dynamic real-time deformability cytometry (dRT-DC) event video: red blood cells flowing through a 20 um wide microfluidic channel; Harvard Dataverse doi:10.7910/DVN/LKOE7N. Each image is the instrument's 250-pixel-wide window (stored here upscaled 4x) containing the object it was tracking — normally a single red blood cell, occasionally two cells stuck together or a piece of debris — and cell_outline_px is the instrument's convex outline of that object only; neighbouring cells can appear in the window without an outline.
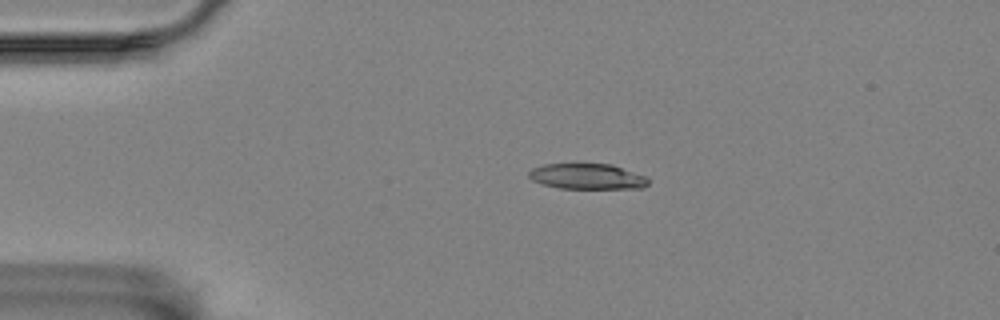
{"species": "Egyptian fruit bat (a non-hibernating species)", "species_latin": "Rousettus aegyptiacus", "temperature_condition": "room temperature", "stored_images_in_passage": 17, "camera_frame_rate_fps": 3000, "um_per_image_px": 0.085, "animal": {"sex": "female"}, "frame": {"image": 1, "passage_image": 12, "time_ms": 3.667, "image_size_px": [1000, 320], "cell_outline_px": [[648, 184], [644, 188], [560, 188], [540, 184], [532, 180], [528, 176], [528, 172], [532, 168], [544, 164], [612, 164], [648, 176]], "centroid_in_image_um": [49.92, 14.99], "position_along_channel_um": 35.1, "area_um2": 17.92}}